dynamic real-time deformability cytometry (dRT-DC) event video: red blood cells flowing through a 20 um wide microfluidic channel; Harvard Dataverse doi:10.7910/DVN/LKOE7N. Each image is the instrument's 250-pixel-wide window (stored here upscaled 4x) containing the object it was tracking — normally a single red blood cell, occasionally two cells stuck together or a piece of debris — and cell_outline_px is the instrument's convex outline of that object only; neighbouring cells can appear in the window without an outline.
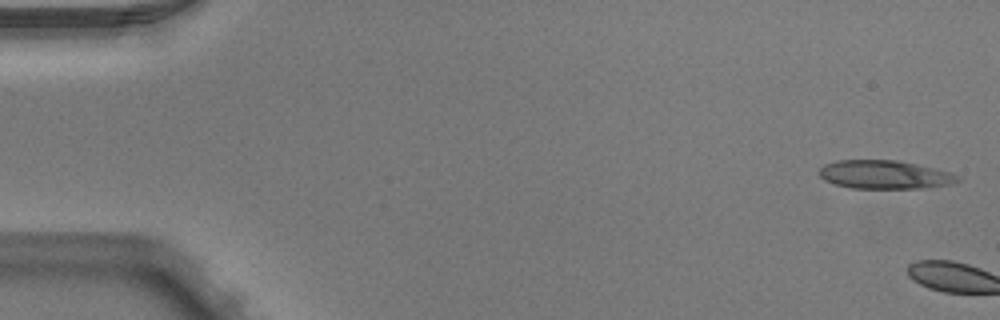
{"species": "Egyptian fruit bat (a non-hibernating species)", "species_latin": "Rousettus aegyptiacus", "temperature_condition": "warm", "stored_images_in_passage": 2, "camera_frame_rate_fps": 3000, "um_per_image_px": 0.085, "animal": {"sex": "male"}, "frame": {"image": 1, "passage_image": 1, "time_ms": 0.0, "image_size_px": [1000, 320], "cell_outline_px": [[960, 180], [952, 184], [920, 188], [848, 188], [824, 180], [820, 176], [820, 168], [824, 164], [840, 160], [896, 160], [916, 164], [952, 172], [960, 176]], "centroid_in_image_um": [75.21, 14.84], "position_along_channel_um": 9.8, "area_um2": 22.95}}